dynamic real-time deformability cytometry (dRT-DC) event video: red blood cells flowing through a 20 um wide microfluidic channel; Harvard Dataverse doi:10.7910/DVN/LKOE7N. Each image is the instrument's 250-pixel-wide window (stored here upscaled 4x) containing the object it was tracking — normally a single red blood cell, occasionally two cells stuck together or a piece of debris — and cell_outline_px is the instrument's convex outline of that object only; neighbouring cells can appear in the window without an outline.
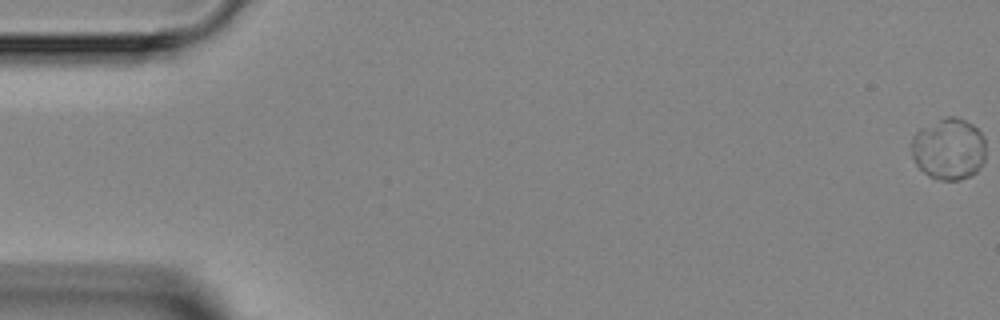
{"species": "Egyptian fruit bat (a non-hibernating species)", "species_latin": "Rousettus aegyptiacus", "temperature_condition": "room temperature", "stored_images_in_passage": 6, "camera_frame_rate_fps": 3000, "um_per_image_px": 0.085, "animal": {"sex": "female"}, "frame": {"image": 1, "passage_image": 1, "time_ms": 0.0, "image_size_px": [1000, 320], "cell_outline_px": [[984, 160], [976, 172], [960, 180], [940, 180], [928, 176], [916, 164], [912, 156], [912, 136], [920, 128], [948, 116], [956, 116], [972, 124], [984, 136]], "centroid_in_image_um": [80.63, 12.66], "position_along_channel_um": 4.4, "area_um2": 26.59}}
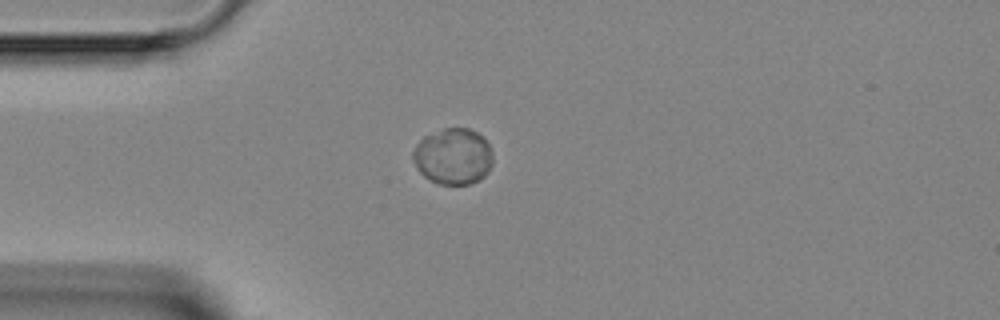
{"frame": {"image": 2, "passage_image": 4, "time_ms": 4.333, "image_size_px": [1000, 320], "cell_outline_px": [[492, 164], [488, 172], [484, 176], [468, 184], [436, 184], [424, 176], [416, 168], [412, 156], [412, 152], [416, 144], [424, 136], [444, 128], [468, 128], [484, 136], [492, 152]], "centroid_in_image_um": [38.5, 13.28], "position_along_channel_um": 46.5, "area_um2": 26.24}}
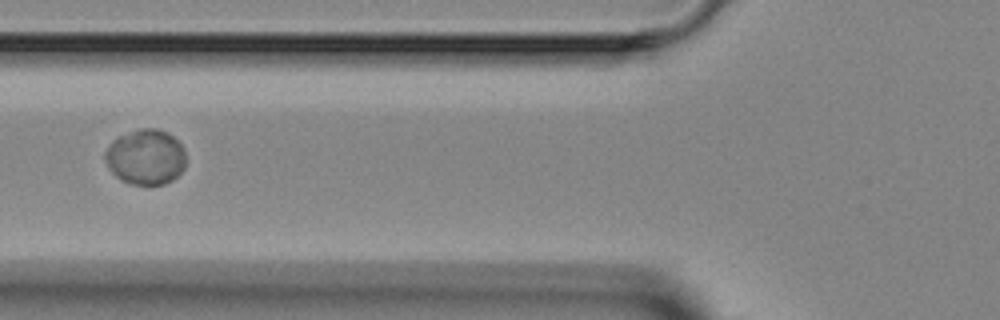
{"frame": {"image": 3, "passage_image": 6, "time_ms": 6.333, "image_size_px": [1000, 320], "cell_outline_px": [[184, 168], [172, 180], [164, 184], [132, 184], [116, 176], [108, 168], [104, 160], [104, 152], [108, 144], [112, 140], [120, 136], [140, 128], [156, 128], [168, 132], [184, 148]], "centroid_in_image_um": [12.35, 13.33], "position_along_channel_um": 113.5, "area_um2": 25.95}}